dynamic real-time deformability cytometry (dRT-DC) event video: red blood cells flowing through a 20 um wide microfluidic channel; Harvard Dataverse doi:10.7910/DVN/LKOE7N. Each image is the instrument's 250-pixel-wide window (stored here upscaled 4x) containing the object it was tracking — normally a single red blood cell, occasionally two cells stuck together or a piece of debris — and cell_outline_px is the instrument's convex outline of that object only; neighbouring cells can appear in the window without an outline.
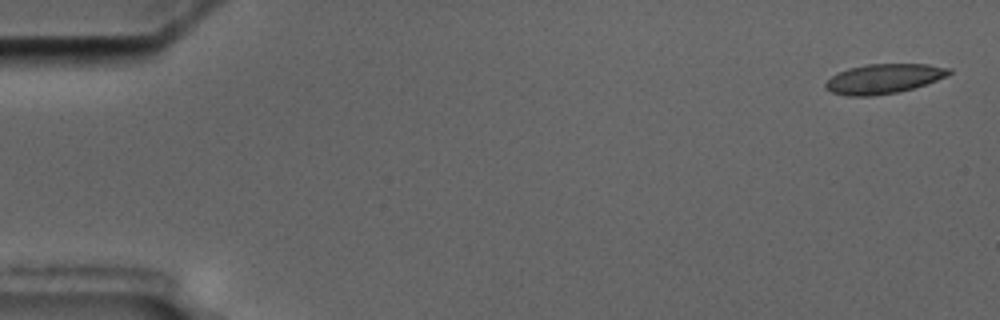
{"species": "common noctule bat (a hibernating species)", "species_latin": "Nyctalus noctula", "temperature_condition": "cold", "stored_images_in_passage": 6, "camera_frame_rate_fps": 3000, "um_per_image_px": 0.085, "animal": {"sex": "male", "body_mass_g": 17.5, "forearm_length_mm": 52.3}, "frame": {"image": 1, "passage_image": 1, "time_ms": 0.0, "image_size_px": [1000, 320], "cell_outline_px": [[952, 72], [948, 76], [912, 88], [896, 92], [872, 96], [848, 96], [832, 92], [824, 88], [824, 84], [836, 72], [848, 68], [868, 64], [928, 64], [952, 68]], "centroid_in_image_um": [75.1, 6.68], "position_along_channel_um": 9.9, "area_um2": 21.33}}
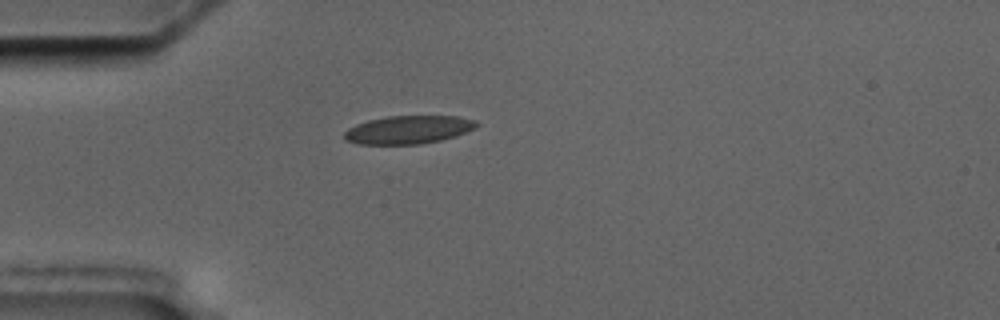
{"frame": {"image": 2, "passage_image": 5, "time_ms": 4.667, "image_size_px": [1000, 320], "cell_outline_px": [[480, 124], [476, 128], [456, 136], [440, 140], [420, 144], [360, 144], [344, 140], [344, 132], [348, 128], [356, 124], [368, 120], [388, 116], [460, 116], [476, 120]], "centroid_in_image_um": [34.73, 11.02], "position_along_channel_um": 50.3, "area_um2": 21.85}}